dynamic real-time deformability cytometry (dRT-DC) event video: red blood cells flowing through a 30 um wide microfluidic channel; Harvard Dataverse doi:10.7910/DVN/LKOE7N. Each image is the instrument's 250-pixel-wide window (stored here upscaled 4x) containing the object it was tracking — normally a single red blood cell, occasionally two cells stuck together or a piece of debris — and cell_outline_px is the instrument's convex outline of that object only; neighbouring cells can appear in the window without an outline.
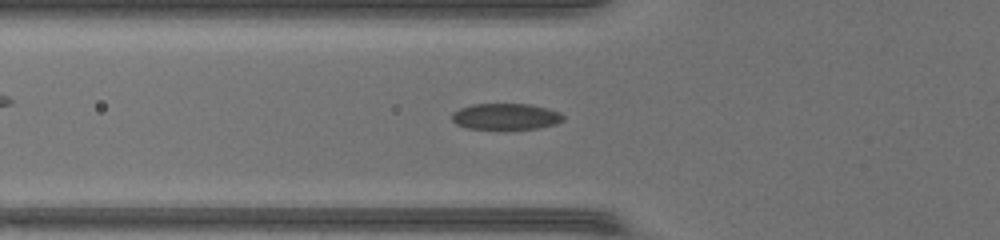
{"species": "common noctule bat (a hibernating species)", "species_latin": "Nyctalus noctula", "temperature_condition": "warm", "stored_images_in_passage": 50, "camera_frame_rate_fps": 3000, "um_per_image_px": 0.085, "animal": {"sex": "female", "body_mass_g": 17.0, "forearm_length_mm": 48.0}, "frame": {"image": 1, "passage_image": 18, "time_ms": 5.667, "image_size_px": [1000, 240], "cell_outline_px": [[564, 120], [556, 124], [536, 128], [468, 128], [456, 124], [452, 120], [452, 112], [460, 108], [472, 104], [528, 104], [548, 108], [560, 112], [564, 116]], "centroid_in_image_um": [43.0, 9.89], "position_along_channel_um": 82.8, "area_um2": 16.82}}
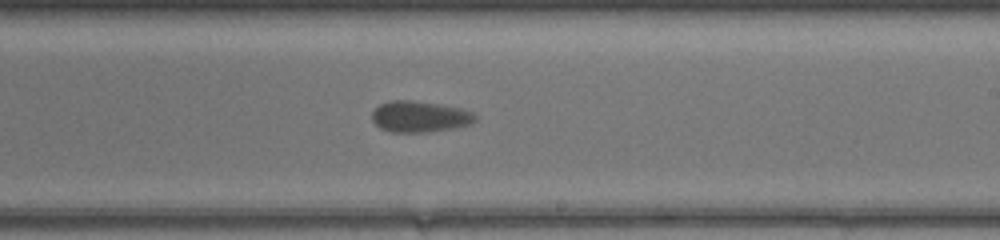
{"frame": {"image": 2, "passage_image": 30, "time_ms": 9.667, "image_size_px": [1000, 240], "cell_outline_px": [[476, 120], [472, 124], [452, 128], [428, 132], [392, 132], [380, 128], [372, 120], [372, 112], [380, 104], [392, 100], [408, 100], [436, 104], [460, 108], [472, 112], [476, 116]], "centroid_in_image_um": [35.67, 9.92], "position_along_channel_um": 253.3, "area_um2": 18.55}}
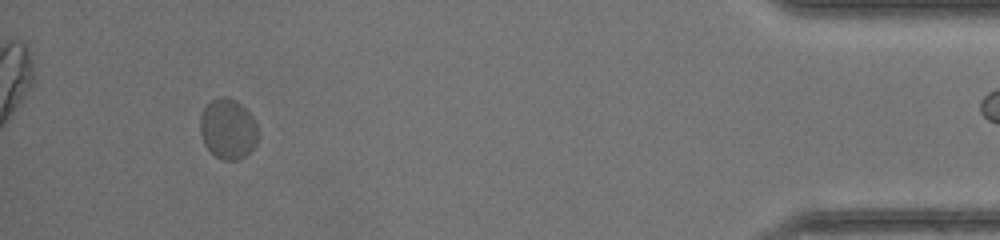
{"frame": {"image": 3, "passage_image": 46, "time_ms": 15.0, "image_size_px": [1000, 240], "cell_outline_px": [[256, 144], [244, 156], [236, 160], [224, 160], [216, 156], [204, 144], [200, 132], [200, 116], [204, 108], [212, 100], [220, 96], [224, 96], [236, 100], [252, 116], [256, 124]], "centroid_in_image_um": [19.35, 10.94], "position_along_channel_um": 415.9, "area_um2": 20.0}, "authors_computed_cell_mechanics": {"area_um2": 18.496, "velocity_mm_per_s": 4.2488, "shape_relaxation_time_tau1_ms": 1.7628, "shape_relaxation_time_tau2_ms": 1.1623, "deformation_change_tau1": 0.0847, "deformation_change_tau2": 0.0463}}